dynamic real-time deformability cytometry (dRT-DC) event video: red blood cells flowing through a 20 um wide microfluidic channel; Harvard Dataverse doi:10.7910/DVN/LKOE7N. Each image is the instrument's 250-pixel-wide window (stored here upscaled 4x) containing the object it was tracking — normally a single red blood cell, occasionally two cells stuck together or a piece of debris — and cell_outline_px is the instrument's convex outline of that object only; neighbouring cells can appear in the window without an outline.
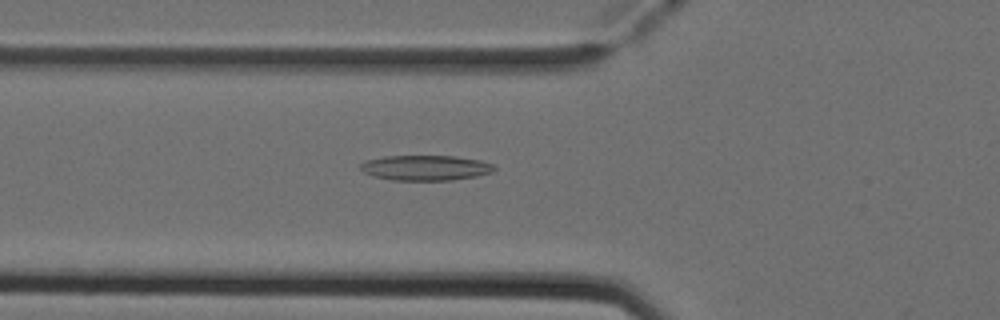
{"species": "Egyptian fruit bat (a non-hibernating species)", "species_latin": "Rousettus aegyptiacus", "temperature_condition": "cold", "stored_images_in_passage": 44, "camera_frame_rate_fps": 3000, "um_per_image_px": 0.085, "animal": {"sex": "female"}, "frame": {"image": 1, "passage_image": 11, "time_ms": 3.333, "image_size_px": [1000, 320], "cell_outline_px": [[496, 168], [492, 172], [476, 176], [452, 180], [392, 180], [372, 176], [364, 172], [360, 168], [360, 164], [368, 160], [384, 156], [456, 156], [480, 160], [496, 164]], "centroid_in_image_um": [36.2, 14.26], "position_along_channel_um": 89.6, "area_um2": 19.71}}
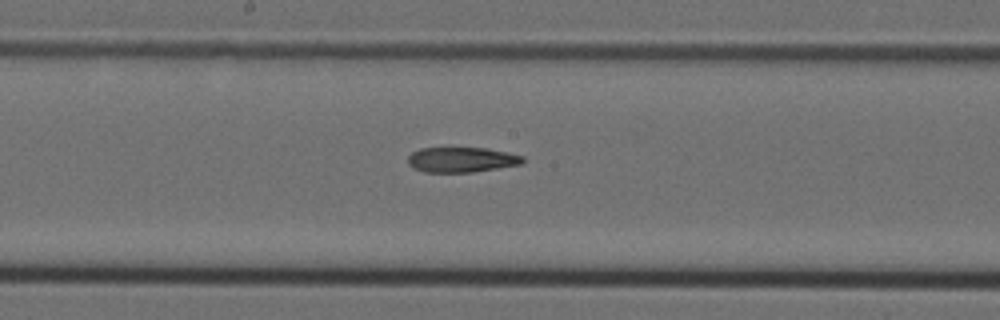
{"frame": {"image": 2, "passage_image": 20, "time_ms": 6.333, "image_size_px": [1000, 320], "cell_outline_px": [[524, 160], [520, 164], [472, 172], [424, 172], [412, 168], [408, 164], [408, 156], [412, 152], [420, 148], [488, 148], [524, 156]], "centroid_in_image_um": [39.19, 13.57], "position_along_channel_um": 209.0, "area_um2": 16.76}}
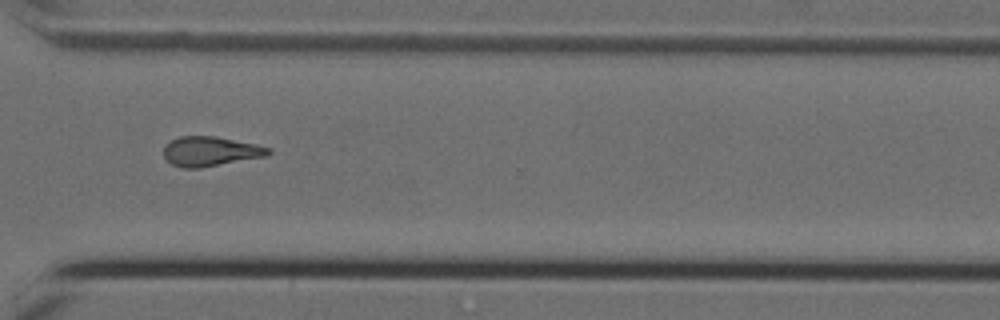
{"frame": {"image": 3, "passage_image": 31, "time_ms": 10.0, "image_size_px": [1000, 320], "cell_outline_px": [[272, 152], [268, 156], [200, 168], [180, 168], [172, 164], [164, 156], [164, 144], [180, 136], [216, 136], [256, 144], [272, 148]], "centroid_in_image_um": [17.91, 12.86], "position_along_channel_um": 352.7, "area_um2": 18.26}}